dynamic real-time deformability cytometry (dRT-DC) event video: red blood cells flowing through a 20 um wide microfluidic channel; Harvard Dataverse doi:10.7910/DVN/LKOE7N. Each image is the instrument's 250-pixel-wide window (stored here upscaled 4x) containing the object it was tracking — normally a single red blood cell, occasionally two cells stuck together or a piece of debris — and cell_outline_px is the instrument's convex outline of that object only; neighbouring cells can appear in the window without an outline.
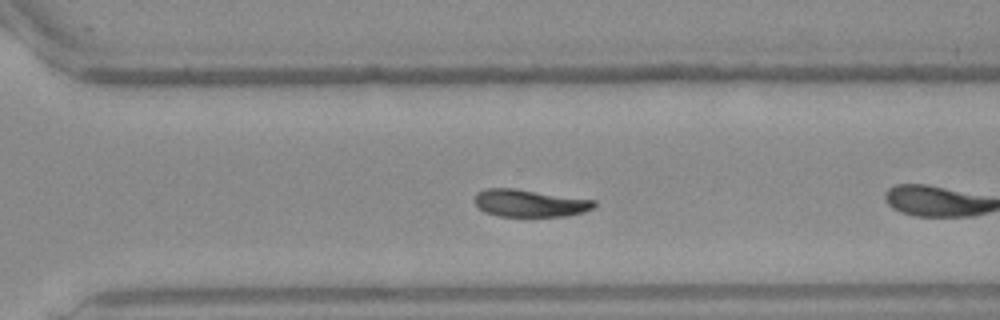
{"species": "Egyptian fruit bat (a non-hibernating species)", "species_latin": "Rousettus aegyptiacus", "temperature_condition": "warm", "stored_images_in_passage": 33, "camera_frame_rate_fps": 3000, "um_per_image_px": 0.085, "frame": {"image": 1, "passage_image": 19, "time_ms": 6.0, "image_size_px": [1000, 320], "cell_outline_px": [[596, 204], [592, 208], [584, 212], [568, 216], [496, 216], [484, 212], [476, 204], [476, 192], [484, 188], [512, 188], [596, 200]], "centroid_in_image_um": [45.02, 17.27], "position_along_channel_um": 325.6, "area_um2": 19.02}}